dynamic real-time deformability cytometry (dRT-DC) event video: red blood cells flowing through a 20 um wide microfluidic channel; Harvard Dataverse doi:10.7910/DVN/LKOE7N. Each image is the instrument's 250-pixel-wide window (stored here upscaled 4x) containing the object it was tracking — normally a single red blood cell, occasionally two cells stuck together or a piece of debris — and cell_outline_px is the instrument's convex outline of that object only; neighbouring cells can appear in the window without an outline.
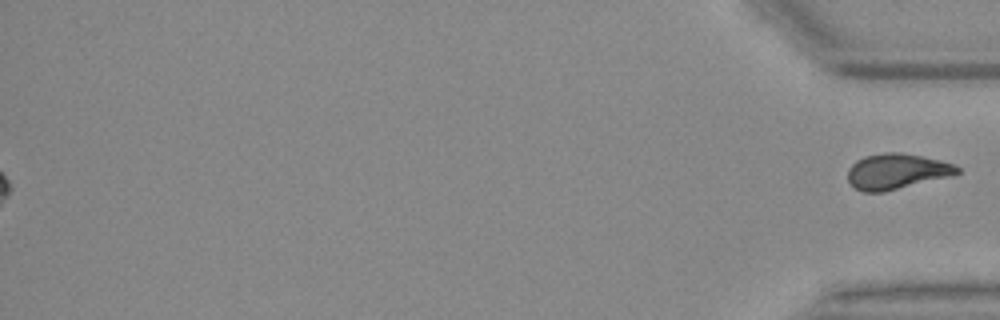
{"species": "Egyptian fruit bat (a non-hibernating species)", "species_latin": "Rousettus aegyptiacus", "temperature_condition": "warm", "stored_images_in_passage": 50, "segment_of_instrument_passage": [2, 2], "camera_frame_rate_fps": 3000, "um_per_image_px": 0.085, "animal": {"sex": "female"}, "frame": {"image": 1, "passage_image": 50, "time_ms": 16.333, "image_size_px": [1000, 320], "cell_outline_px": [[960, 172], [952, 176], [884, 192], [864, 192], [856, 188], [848, 180], [848, 168], [856, 160], [864, 156], [884, 152], [900, 152], [940, 160], [952, 164], [960, 168]], "centroid_in_image_um": [76.21, 14.57], "position_along_channel_um": 359.0, "area_um2": 22.66}}